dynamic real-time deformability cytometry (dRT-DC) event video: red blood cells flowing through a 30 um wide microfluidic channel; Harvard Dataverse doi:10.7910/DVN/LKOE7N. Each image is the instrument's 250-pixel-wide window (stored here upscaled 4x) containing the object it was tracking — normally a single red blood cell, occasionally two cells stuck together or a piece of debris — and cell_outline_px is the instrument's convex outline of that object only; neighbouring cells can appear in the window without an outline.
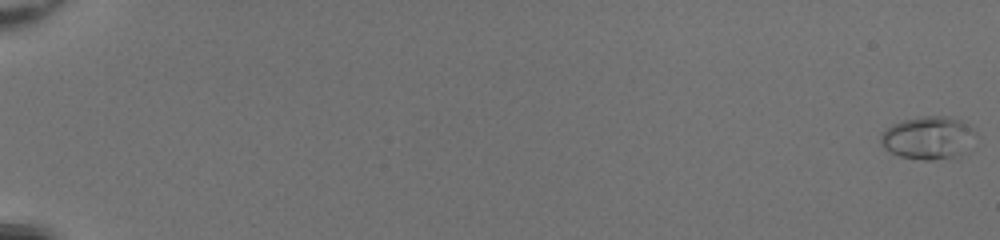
{"species": "common noctule bat (a hibernating species)", "species_latin": "Nyctalus noctula", "temperature_condition": "room temperature", "stored_images_in_passage": 53, "camera_frame_rate_fps": 3000, "um_per_image_px": 0.085, "animal": {"sex": "female", "body_mass_g": 20.0, "forearm_length_mm": 54.0}, "frame": {"image": 1, "passage_image": 1, "time_ms": 0.0, "image_size_px": [1000, 240], "cell_outline_px": [[972, 132], [960, 156], [932, 160], [920, 160], [900, 156], [884, 148], [880, 140], [880, 136], [892, 124], [904, 120], [924, 116], [944, 116], [960, 120], [972, 128]], "centroid_in_image_um": [78.8, 11.72], "position_along_channel_um": 6.2, "area_um2": 22.83}}
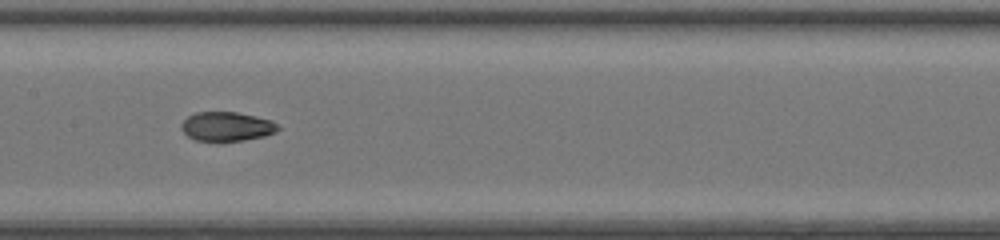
{"frame": {"image": 2, "passage_image": 30, "time_ms": 9.667, "image_size_px": [1000, 240], "cell_outline_px": [[280, 128], [276, 132], [264, 136], [244, 140], [196, 140], [188, 136], [180, 128], [180, 124], [188, 116], [196, 112], [236, 112], [256, 116], [272, 120]], "centroid_in_image_um": [19.28, 10.73], "position_along_channel_um": 188.1, "area_um2": 16.3}}
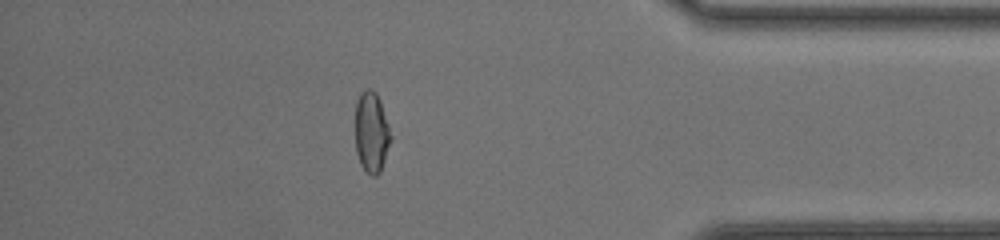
{"frame": {"image": 3, "passage_image": 47, "time_ms": 15.333, "image_size_px": [1000, 240], "cell_outline_px": [[392, 136], [380, 172], [376, 176], [372, 176], [360, 164], [356, 152], [356, 100], [360, 92], [364, 88], [372, 88], [376, 92], [380, 100]], "centroid_in_image_um": [31.57, 11.19], "position_along_channel_um": 403.6, "area_um2": 16.7}, "authors_computed_cell_mechanics": {"area_um2": 17.051, "velocity_mm_per_s": 4.2486, "shape_relaxation_time_tau1_ms": 7.6155, "shape_relaxation_time_tau2_ms": 0.9851, "deformation_change_tau1": 0.2796, "deformation_change_tau2": 0.0552}}